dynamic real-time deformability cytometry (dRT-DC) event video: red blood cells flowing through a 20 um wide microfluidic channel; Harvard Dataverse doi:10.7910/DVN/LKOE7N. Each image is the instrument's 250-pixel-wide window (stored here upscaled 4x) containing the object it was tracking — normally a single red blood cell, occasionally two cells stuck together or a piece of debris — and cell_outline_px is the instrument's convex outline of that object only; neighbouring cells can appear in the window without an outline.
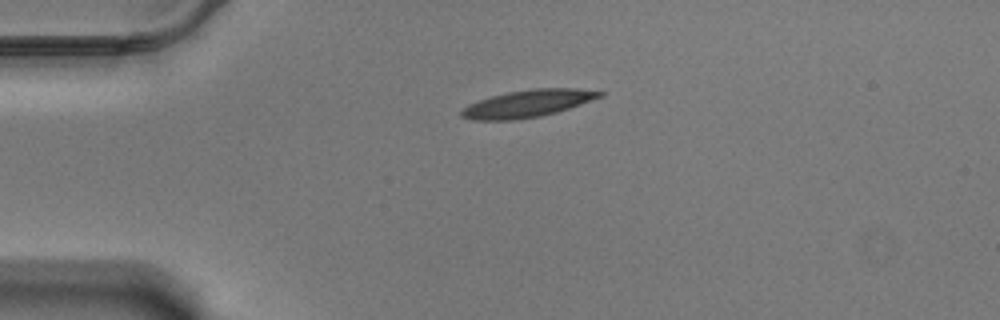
{"species": "Egyptian fruit bat (a non-hibernating species)", "species_latin": "Rousettus aegyptiacus", "temperature_condition": "warm", "stored_images_in_passage": 46, "camera_frame_rate_fps": 3000, "um_per_image_px": 0.085, "animal": {"sex": "male"}, "frame": {"image": 1, "passage_image": 1, "time_ms": 0.0, "image_size_px": [1000, 320], "cell_outline_px": [[604, 96], [556, 112], [540, 116], [512, 120], [472, 120], [460, 116], [460, 112], [468, 104], [492, 96], [508, 92], [532, 88], [576, 88], [604, 92]], "centroid_in_image_um": [44.85, 8.8], "position_along_channel_um": 40.2, "area_um2": 21.79}}
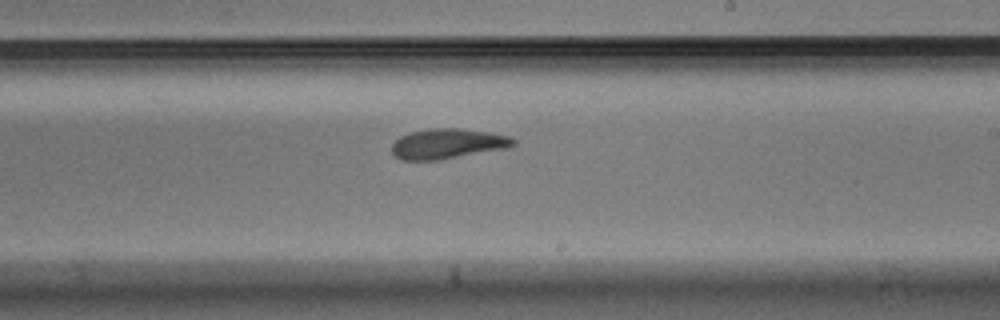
{"frame": {"image": 2, "passage_image": 22, "time_ms": 7.0, "image_size_px": [1000, 320], "cell_outline_px": [[516, 144], [508, 148], [440, 160], [400, 160], [392, 152], [392, 144], [400, 136], [412, 132], [428, 128], [456, 128], [492, 132], [512, 136], [516, 140]], "centroid_in_image_um": [38.1, 12.21], "position_along_channel_um": 250.9, "area_um2": 21.56}}
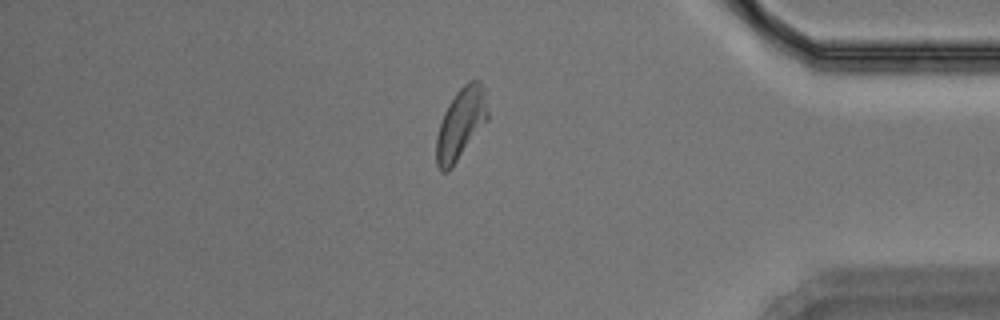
{"frame": {"image": 3, "passage_image": 37, "time_ms": 12.0, "image_size_px": [1000, 320], "cell_outline_px": [[488, 120], [452, 168], [448, 172], [440, 172], [436, 164], [436, 136], [444, 112], [448, 104], [456, 92], [468, 80], [480, 80], [484, 88], [488, 108]], "centroid_in_image_um": [39.17, 10.53], "position_along_channel_um": 396.0, "area_um2": 21.56}, "authors_computed_cell_mechanics": {"area_um2": 21.386, "velocity_mm_per_s": 3.4425, "shape_relaxation_time_tau1_ms": 3.7489, "shape_relaxation_time_tau2_ms": 9.1033, "deformation_change_tau1": 0.1549, "deformation_change_tau2": 0.1282}}